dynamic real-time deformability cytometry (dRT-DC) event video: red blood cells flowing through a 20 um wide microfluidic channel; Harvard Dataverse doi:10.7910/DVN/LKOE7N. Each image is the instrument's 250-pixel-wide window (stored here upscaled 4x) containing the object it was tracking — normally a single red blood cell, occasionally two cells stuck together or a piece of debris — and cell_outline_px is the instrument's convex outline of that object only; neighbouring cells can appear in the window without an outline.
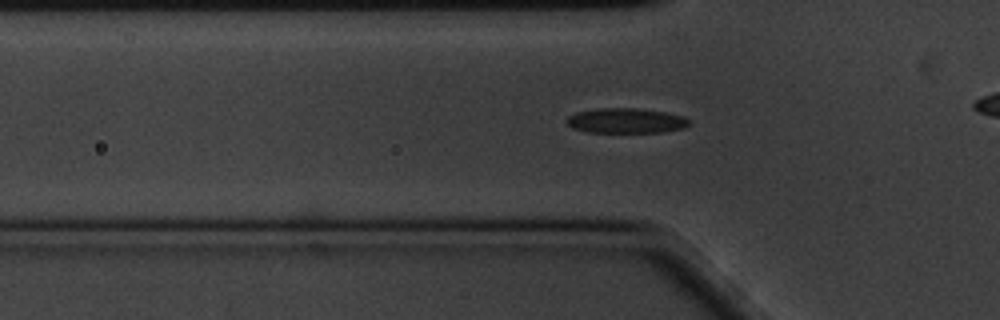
{"species": "common noctule bat (a hibernating species)", "species_latin": "Nyctalus noctula", "temperature_condition": "cold", "stored_images_in_passage": 47, "camera_frame_rate_fps": 3000, "um_per_image_px": 0.085, "animal": {"sex": "male", "body_mass_g": 20.1, "forearm_length_mm": 53.5}, "frame": {"image": 1, "passage_image": 18, "time_ms": 5.667, "image_size_px": [1000, 320], "cell_outline_px": [[692, 124], [684, 128], [660, 132], [588, 132], [572, 128], [568, 124], [568, 116], [576, 112], [600, 108], [636, 108], [664, 112], [684, 116], [692, 120]], "centroid_in_image_um": [53.26, 10.26], "position_along_channel_um": 72.5, "area_um2": 17.86}}
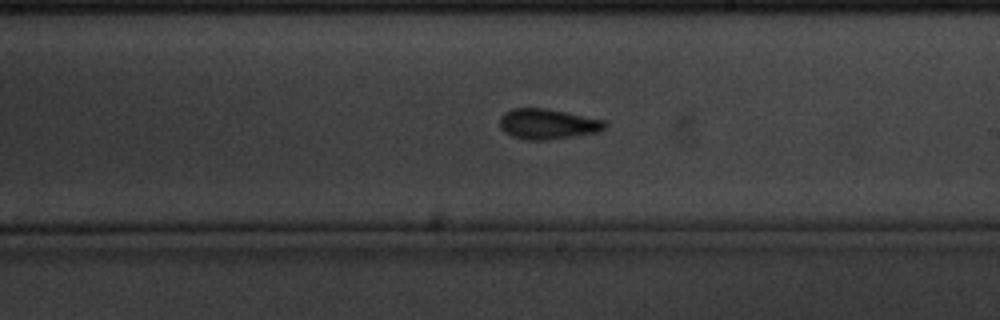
{"frame": {"image": 2, "passage_image": 33, "time_ms": 10.667, "image_size_px": [1000, 320], "cell_outline_px": [[608, 124], [600, 132], [548, 140], [528, 140], [512, 136], [504, 132], [500, 128], [500, 116], [504, 112], [512, 108], [548, 108], [604, 120]], "centroid_in_image_um": [46.54, 10.53], "position_along_channel_um": 242.5, "area_um2": 18.79}}
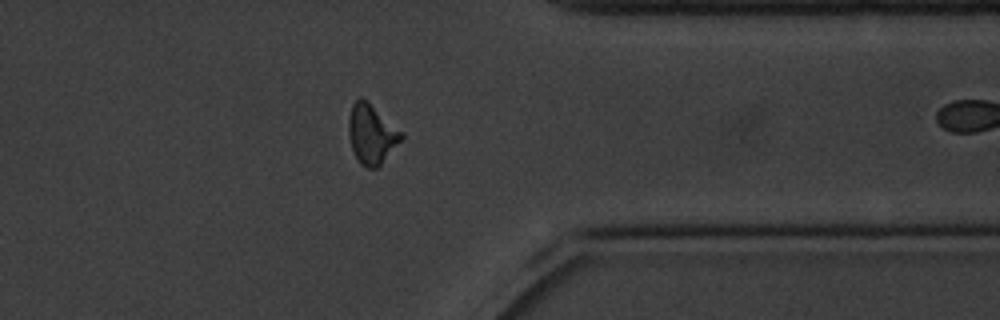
{"frame": {"image": 3, "passage_image": 46, "time_ms": 15.0, "image_size_px": [1000, 320], "cell_outline_px": [[404, 140], [376, 168], [368, 168], [360, 164], [352, 148], [348, 132], [348, 120], [352, 104], [360, 96], [404, 132]], "centroid_in_image_um": [31.61, 11.41], "position_along_channel_um": 379.8, "area_um2": 18.26}}